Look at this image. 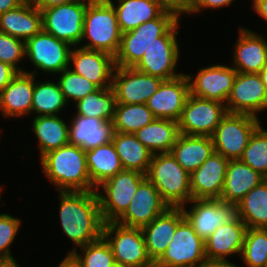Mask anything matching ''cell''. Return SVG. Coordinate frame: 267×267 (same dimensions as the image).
Masks as SVG:
<instances>
[{
    "label": "cell",
    "instance_id": "1",
    "mask_svg": "<svg viewBox=\"0 0 267 267\" xmlns=\"http://www.w3.org/2000/svg\"><path fill=\"white\" fill-rule=\"evenodd\" d=\"M60 222L63 233L78 246L100 239L104 221L96 191H60Z\"/></svg>",
    "mask_w": 267,
    "mask_h": 267
},
{
    "label": "cell",
    "instance_id": "2",
    "mask_svg": "<svg viewBox=\"0 0 267 267\" xmlns=\"http://www.w3.org/2000/svg\"><path fill=\"white\" fill-rule=\"evenodd\" d=\"M40 160L42 173L59 192L96 191L89 178L85 151L81 147L67 144L48 152Z\"/></svg>",
    "mask_w": 267,
    "mask_h": 267
},
{
    "label": "cell",
    "instance_id": "3",
    "mask_svg": "<svg viewBox=\"0 0 267 267\" xmlns=\"http://www.w3.org/2000/svg\"><path fill=\"white\" fill-rule=\"evenodd\" d=\"M121 31L113 5L105 0H91L84 16L83 36L89 40L82 48L102 51L115 57L121 42Z\"/></svg>",
    "mask_w": 267,
    "mask_h": 267
},
{
    "label": "cell",
    "instance_id": "4",
    "mask_svg": "<svg viewBox=\"0 0 267 267\" xmlns=\"http://www.w3.org/2000/svg\"><path fill=\"white\" fill-rule=\"evenodd\" d=\"M146 178L169 207H185L186 202L188 204L192 200L190 173L170 152L153 154Z\"/></svg>",
    "mask_w": 267,
    "mask_h": 267
},
{
    "label": "cell",
    "instance_id": "5",
    "mask_svg": "<svg viewBox=\"0 0 267 267\" xmlns=\"http://www.w3.org/2000/svg\"><path fill=\"white\" fill-rule=\"evenodd\" d=\"M178 20L173 13L163 11L157 18L122 33L115 66L134 67L155 38L163 36Z\"/></svg>",
    "mask_w": 267,
    "mask_h": 267
},
{
    "label": "cell",
    "instance_id": "6",
    "mask_svg": "<svg viewBox=\"0 0 267 267\" xmlns=\"http://www.w3.org/2000/svg\"><path fill=\"white\" fill-rule=\"evenodd\" d=\"M146 175L135 170H123L96 188L103 221L115 222L126 210L139 184ZM103 188L101 193L99 188ZM98 189V190H97Z\"/></svg>",
    "mask_w": 267,
    "mask_h": 267
},
{
    "label": "cell",
    "instance_id": "7",
    "mask_svg": "<svg viewBox=\"0 0 267 267\" xmlns=\"http://www.w3.org/2000/svg\"><path fill=\"white\" fill-rule=\"evenodd\" d=\"M260 125L259 119L254 116L227 113L211 136L215 152L228 160L240 159Z\"/></svg>",
    "mask_w": 267,
    "mask_h": 267
},
{
    "label": "cell",
    "instance_id": "8",
    "mask_svg": "<svg viewBox=\"0 0 267 267\" xmlns=\"http://www.w3.org/2000/svg\"><path fill=\"white\" fill-rule=\"evenodd\" d=\"M102 236L110 245L115 262L128 267L155 266L148 256L141 228L107 222L104 223Z\"/></svg>",
    "mask_w": 267,
    "mask_h": 267
},
{
    "label": "cell",
    "instance_id": "9",
    "mask_svg": "<svg viewBox=\"0 0 267 267\" xmlns=\"http://www.w3.org/2000/svg\"><path fill=\"white\" fill-rule=\"evenodd\" d=\"M77 0L42 9L43 30L69 45H80L87 5L91 0Z\"/></svg>",
    "mask_w": 267,
    "mask_h": 267
},
{
    "label": "cell",
    "instance_id": "10",
    "mask_svg": "<svg viewBox=\"0 0 267 267\" xmlns=\"http://www.w3.org/2000/svg\"><path fill=\"white\" fill-rule=\"evenodd\" d=\"M179 22L178 20L163 36L155 38V42L145 50L143 57L134 66L135 69L163 80H171L182 75L175 73L180 57L176 38L179 33Z\"/></svg>",
    "mask_w": 267,
    "mask_h": 267
},
{
    "label": "cell",
    "instance_id": "11",
    "mask_svg": "<svg viewBox=\"0 0 267 267\" xmlns=\"http://www.w3.org/2000/svg\"><path fill=\"white\" fill-rule=\"evenodd\" d=\"M226 114L225 104L190 94L177 121L179 133L211 137Z\"/></svg>",
    "mask_w": 267,
    "mask_h": 267
},
{
    "label": "cell",
    "instance_id": "12",
    "mask_svg": "<svg viewBox=\"0 0 267 267\" xmlns=\"http://www.w3.org/2000/svg\"><path fill=\"white\" fill-rule=\"evenodd\" d=\"M190 210L181 207L184 217L192 225L196 234L205 241L215 230L239 219L238 205L221 199H192Z\"/></svg>",
    "mask_w": 267,
    "mask_h": 267
},
{
    "label": "cell",
    "instance_id": "13",
    "mask_svg": "<svg viewBox=\"0 0 267 267\" xmlns=\"http://www.w3.org/2000/svg\"><path fill=\"white\" fill-rule=\"evenodd\" d=\"M205 259L204 241L184 218L155 267H198Z\"/></svg>",
    "mask_w": 267,
    "mask_h": 267
},
{
    "label": "cell",
    "instance_id": "14",
    "mask_svg": "<svg viewBox=\"0 0 267 267\" xmlns=\"http://www.w3.org/2000/svg\"><path fill=\"white\" fill-rule=\"evenodd\" d=\"M71 50V45L43 29L25 42V57L30 59L36 70L51 74H60L72 65L69 63Z\"/></svg>",
    "mask_w": 267,
    "mask_h": 267
},
{
    "label": "cell",
    "instance_id": "15",
    "mask_svg": "<svg viewBox=\"0 0 267 267\" xmlns=\"http://www.w3.org/2000/svg\"><path fill=\"white\" fill-rule=\"evenodd\" d=\"M225 107L227 113L258 118L257 114L267 109V90L259 73L237 72Z\"/></svg>",
    "mask_w": 267,
    "mask_h": 267
},
{
    "label": "cell",
    "instance_id": "16",
    "mask_svg": "<svg viewBox=\"0 0 267 267\" xmlns=\"http://www.w3.org/2000/svg\"><path fill=\"white\" fill-rule=\"evenodd\" d=\"M115 73V74H114ZM164 80L134 67H118L113 72L112 88L117 103L146 104Z\"/></svg>",
    "mask_w": 267,
    "mask_h": 267
},
{
    "label": "cell",
    "instance_id": "17",
    "mask_svg": "<svg viewBox=\"0 0 267 267\" xmlns=\"http://www.w3.org/2000/svg\"><path fill=\"white\" fill-rule=\"evenodd\" d=\"M131 200L127 210L115 221L118 224L142 228L169 208L147 178L139 184Z\"/></svg>",
    "mask_w": 267,
    "mask_h": 267
},
{
    "label": "cell",
    "instance_id": "18",
    "mask_svg": "<svg viewBox=\"0 0 267 267\" xmlns=\"http://www.w3.org/2000/svg\"><path fill=\"white\" fill-rule=\"evenodd\" d=\"M236 75L237 71L231 66L215 64L204 67L198 71L195 79L187 75L190 94L226 104Z\"/></svg>",
    "mask_w": 267,
    "mask_h": 267
},
{
    "label": "cell",
    "instance_id": "19",
    "mask_svg": "<svg viewBox=\"0 0 267 267\" xmlns=\"http://www.w3.org/2000/svg\"><path fill=\"white\" fill-rule=\"evenodd\" d=\"M189 95V80L186 74H182L177 78L164 80L146 105L155 118L178 121Z\"/></svg>",
    "mask_w": 267,
    "mask_h": 267
},
{
    "label": "cell",
    "instance_id": "20",
    "mask_svg": "<svg viewBox=\"0 0 267 267\" xmlns=\"http://www.w3.org/2000/svg\"><path fill=\"white\" fill-rule=\"evenodd\" d=\"M74 73L82 75L99 88L112 87L115 58L102 51L82 47L72 48L70 61Z\"/></svg>",
    "mask_w": 267,
    "mask_h": 267
},
{
    "label": "cell",
    "instance_id": "21",
    "mask_svg": "<svg viewBox=\"0 0 267 267\" xmlns=\"http://www.w3.org/2000/svg\"><path fill=\"white\" fill-rule=\"evenodd\" d=\"M229 160L214 151L190 174L192 199H219L225 182Z\"/></svg>",
    "mask_w": 267,
    "mask_h": 267
},
{
    "label": "cell",
    "instance_id": "22",
    "mask_svg": "<svg viewBox=\"0 0 267 267\" xmlns=\"http://www.w3.org/2000/svg\"><path fill=\"white\" fill-rule=\"evenodd\" d=\"M184 218L181 207H169L141 228L148 256L154 264L165 253L177 226Z\"/></svg>",
    "mask_w": 267,
    "mask_h": 267
},
{
    "label": "cell",
    "instance_id": "23",
    "mask_svg": "<svg viewBox=\"0 0 267 267\" xmlns=\"http://www.w3.org/2000/svg\"><path fill=\"white\" fill-rule=\"evenodd\" d=\"M239 31L233 68L241 73H259L267 65V39L246 28Z\"/></svg>",
    "mask_w": 267,
    "mask_h": 267
},
{
    "label": "cell",
    "instance_id": "24",
    "mask_svg": "<svg viewBox=\"0 0 267 267\" xmlns=\"http://www.w3.org/2000/svg\"><path fill=\"white\" fill-rule=\"evenodd\" d=\"M34 73H17L0 92V111L7 117H21L32 113Z\"/></svg>",
    "mask_w": 267,
    "mask_h": 267
},
{
    "label": "cell",
    "instance_id": "25",
    "mask_svg": "<svg viewBox=\"0 0 267 267\" xmlns=\"http://www.w3.org/2000/svg\"><path fill=\"white\" fill-rule=\"evenodd\" d=\"M73 116V121L69 124V144L79 146L86 151L112 141L115 132L112 121Z\"/></svg>",
    "mask_w": 267,
    "mask_h": 267
},
{
    "label": "cell",
    "instance_id": "26",
    "mask_svg": "<svg viewBox=\"0 0 267 267\" xmlns=\"http://www.w3.org/2000/svg\"><path fill=\"white\" fill-rule=\"evenodd\" d=\"M42 29V12L30 0L0 15V32L24 42Z\"/></svg>",
    "mask_w": 267,
    "mask_h": 267
},
{
    "label": "cell",
    "instance_id": "27",
    "mask_svg": "<svg viewBox=\"0 0 267 267\" xmlns=\"http://www.w3.org/2000/svg\"><path fill=\"white\" fill-rule=\"evenodd\" d=\"M267 178L253 170L240 159L229 160L226 168L225 182L219 199L231 204H238L254 187Z\"/></svg>",
    "mask_w": 267,
    "mask_h": 267
},
{
    "label": "cell",
    "instance_id": "28",
    "mask_svg": "<svg viewBox=\"0 0 267 267\" xmlns=\"http://www.w3.org/2000/svg\"><path fill=\"white\" fill-rule=\"evenodd\" d=\"M246 230V224L240 218L234 223L219 226L204 241L206 259L226 260L228 255H240Z\"/></svg>",
    "mask_w": 267,
    "mask_h": 267
},
{
    "label": "cell",
    "instance_id": "29",
    "mask_svg": "<svg viewBox=\"0 0 267 267\" xmlns=\"http://www.w3.org/2000/svg\"><path fill=\"white\" fill-rule=\"evenodd\" d=\"M214 144L209 136L180 134L170 150L175 160L188 173L200 167L214 153Z\"/></svg>",
    "mask_w": 267,
    "mask_h": 267
},
{
    "label": "cell",
    "instance_id": "30",
    "mask_svg": "<svg viewBox=\"0 0 267 267\" xmlns=\"http://www.w3.org/2000/svg\"><path fill=\"white\" fill-rule=\"evenodd\" d=\"M121 33L137 28L139 25L157 18L164 10L156 0H116L114 5Z\"/></svg>",
    "mask_w": 267,
    "mask_h": 267
},
{
    "label": "cell",
    "instance_id": "31",
    "mask_svg": "<svg viewBox=\"0 0 267 267\" xmlns=\"http://www.w3.org/2000/svg\"><path fill=\"white\" fill-rule=\"evenodd\" d=\"M89 178L97 188L102 182L124 170L112 141L85 151Z\"/></svg>",
    "mask_w": 267,
    "mask_h": 267
},
{
    "label": "cell",
    "instance_id": "32",
    "mask_svg": "<svg viewBox=\"0 0 267 267\" xmlns=\"http://www.w3.org/2000/svg\"><path fill=\"white\" fill-rule=\"evenodd\" d=\"M134 135L152 154H158L170 152L180 133L177 121L156 118Z\"/></svg>",
    "mask_w": 267,
    "mask_h": 267
},
{
    "label": "cell",
    "instance_id": "33",
    "mask_svg": "<svg viewBox=\"0 0 267 267\" xmlns=\"http://www.w3.org/2000/svg\"><path fill=\"white\" fill-rule=\"evenodd\" d=\"M112 143L124 170L147 174L153 154L134 134L114 132Z\"/></svg>",
    "mask_w": 267,
    "mask_h": 267
},
{
    "label": "cell",
    "instance_id": "34",
    "mask_svg": "<svg viewBox=\"0 0 267 267\" xmlns=\"http://www.w3.org/2000/svg\"><path fill=\"white\" fill-rule=\"evenodd\" d=\"M32 128L39 142L41 158L69 144V126L57 115L35 116Z\"/></svg>",
    "mask_w": 267,
    "mask_h": 267
},
{
    "label": "cell",
    "instance_id": "35",
    "mask_svg": "<svg viewBox=\"0 0 267 267\" xmlns=\"http://www.w3.org/2000/svg\"><path fill=\"white\" fill-rule=\"evenodd\" d=\"M237 205L239 218L247 228L267 229V179L252 188Z\"/></svg>",
    "mask_w": 267,
    "mask_h": 267
},
{
    "label": "cell",
    "instance_id": "36",
    "mask_svg": "<svg viewBox=\"0 0 267 267\" xmlns=\"http://www.w3.org/2000/svg\"><path fill=\"white\" fill-rule=\"evenodd\" d=\"M34 73V92L32 100V113H38L37 116L57 115L67 104L60 86L55 82L46 81L37 82L35 80L36 70ZM36 81V82H35Z\"/></svg>",
    "mask_w": 267,
    "mask_h": 267
},
{
    "label": "cell",
    "instance_id": "37",
    "mask_svg": "<svg viewBox=\"0 0 267 267\" xmlns=\"http://www.w3.org/2000/svg\"><path fill=\"white\" fill-rule=\"evenodd\" d=\"M116 104V94L112 87L99 88L76 102V115L113 121Z\"/></svg>",
    "mask_w": 267,
    "mask_h": 267
},
{
    "label": "cell",
    "instance_id": "38",
    "mask_svg": "<svg viewBox=\"0 0 267 267\" xmlns=\"http://www.w3.org/2000/svg\"><path fill=\"white\" fill-rule=\"evenodd\" d=\"M154 119L146 104L117 103L112 122L115 132L135 134Z\"/></svg>",
    "mask_w": 267,
    "mask_h": 267
},
{
    "label": "cell",
    "instance_id": "39",
    "mask_svg": "<svg viewBox=\"0 0 267 267\" xmlns=\"http://www.w3.org/2000/svg\"><path fill=\"white\" fill-rule=\"evenodd\" d=\"M74 246L68 253L80 267H111L114 263L112 249L105 238L80 247L83 254H79Z\"/></svg>",
    "mask_w": 267,
    "mask_h": 267
},
{
    "label": "cell",
    "instance_id": "40",
    "mask_svg": "<svg viewBox=\"0 0 267 267\" xmlns=\"http://www.w3.org/2000/svg\"><path fill=\"white\" fill-rule=\"evenodd\" d=\"M240 257L248 267H266L267 229L247 228Z\"/></svg>",
    "mask_w": 267,
    "mask_h": 267
},
{
    "label": "cell",
    "instance_id": "41",
    "mask_svg": "<svg viewBox=\"0 0 267 267\" xmlns=\"http://www.w3.org/2000/svg\"><path fill=\"white\" fill-rule=\"evenodd\" d=\"M240 160L267 178V130L261 125L252 134Z\"/></svg>",
    "mask_w": 267,
    "mask_h": 267
},
{
    "label": "cell",
    "instance_id": "42",
    "mask_svg": "<svg viewBox=\"0 0 267 267\" xmlns=\"http://www.w3.org/2000/svg\"><path fill=\"white\" fill-rule=\"evenodd\" d=\"M59 78L58 84L67 102L69 98L77 102L86 95L99 89L97 85L90 82L82 75L76 74L70 70V67L64 69Z\"/></svg>",
    "mask_w": 267,
    "mask_h": 267
},
{
    "label": "cell",
    "instance_id": "43",
    "mask_svg": "<svg viewBox=\"0 0 267 267\" xmlns=\"http://www.w3.org/2000/svg\"><path fill=\"white\" fill-rule=\"evenodd\" d=\"M23 58H25V42L0 32V61L12 66L18 73H30L17 65Z\"/></svg>",
    "mask_w": 267,
    "mask_h": 267
},
{
    "label": "cell",
    "instance_id": "44",
    "mask_svg": "<svg viewBox=\"0 0 267 267\" xmlns=\"http://www.w3.org/2000/svg\"><path fill=\"white\" fill-rule=\"evenodd\" d=\"M21 220L9 214H0V258L14 257L10 253V245L14 242Z\"/></svg>",
    "mask_w": 267,
    "mask_h": 267
},
{
    "label": "cell",
    "instance_id": "45",
    "mask_svg": "<svg viewBox=\"0 0 267 267\" xmlns=\"http://www.w3.org/2000/svg\"><path fill=\"white\" fill-rule=\"evenodd\" d=\"M160 7L167 12L173 13L179 20L181 14H191L194 0H156Z\"/></svg>",
    "mask_w": 267,
    "mask_h": 267
},
{
    "label": "cell",
    "instance_id": "46",
    "mask_svg": "<svg viewBox=\"0 0 267 267\" xmlns=\"http://www.w3.org/2000/svg\"><path fill=\"white\" fill-rule=\"evenodd\" d=\"M233 1L234 0H194L192 14L201 12L200 10H203V8H223L230 5Z\"/></svg>",
    "mask_w": 267,
    "mask_h": 267
},
{
    "label": "cell",
    "instance_id": "47",
    "mask_svg": "<svg viewBox=\"0 0 267 267\" xmlns=\"http://www.w3.org/2000/svg\"><path fill=\"white\" fill-rule=\"evenodd\" d=\"M17 73L12 66L0 61V92L11 82Z\"/></svg>",
    "mask_w": 267,
    "mask_h": 267
},
{
    "label": "cell",
    "instance_id": "48",
    "mask_svg": "<svg viewBox=\"0 0 267 267\" xmlns=\"http://www.w3.org/2000/svg\"><path fill=\"white\" fill-rule=\"evenodd\" d=\"M40 10L49 8L52 6L66 4L77 0H30Z\"/></svg>",
    "mask_w": 267,
    "mask_h": 267
},
{
    "label": "cell",
    "instance_id": "49",
    "mask_svg": "<svg viewBox=\"0 0 267 267\" xmlns=\"http://www.w3.org/2000/svg\"><path fill=\"white\" fill-rule=\"evenodd\" d=\"M198 267H238L234 263L219 259H205Z\"/></svg>",
    "mask_w": 267,
    "mask_h": 267
},
{
    "label": "cell",
    "instance_id": "50",
    "mask_svg": "<svg viewBox=\"0 0 267 267\" xmlns=\"http://www.w3.org/2000/svg\"><path fill=\"white\" fill-rule=\"evenodd\" d=\"M26 0H0V15L22 5Z\"/></svg>",
    "mask_w": 267,
    "mask_h": 267
},
{
    "label": "cell",
    "instance_id": "51",
    "mask_svg": "<svg viewBox=\"0 0 267 267\" xmlns=\"http://www.w3.org/2000/svg\"><path fill=\"white\" fill-rule=\"evenodd\" d=\"M255 12L267 21V0H252Z\"/></svg>",
    "mask_w": 267,
    "mask_h": 267
},
{
    "label": "cell",
    "instance_id": "52",
    "mask_svg": "<svg viewBox=\"0 0 267 267\" xmlns=\"http://www.w3.org/2000/svg\"><path fill=\"white\" fill-rule=\"evenodd\" d=\"M0 267H20L13 257L0 258Z\"/></svg>",
    "mask_w": 267,
    "mask_h": 267
},
{
    "label": "cell",
    "instance_id": "53",
    "mask_svg": "<svg viewBox=\"0 0 267 267\" xmlns=\"http://www.w3.org/2000/svg\"><path fill=\"white\" fill-rule=\"evenodd\" d=\"M58 267H80L70 255H66Z\"/></svg>",
    "mask_w": 267,
    "mask_h": 267
},
{
    "label": "cell",
    "instance_id": "54",
    "mask_svg": "<svg viewBox=\"0 0 267 267\" xmlns=\"http://www.w3.org/2000/svg\"><path fill=\"white\" fill-rule=\"evenodd\" d=\"M259 75L267 90V65L259 72Z\"/></svg>",
    "mask_w": 267,
    "mask_h": 267
},
{
    "label": "cell",
    "instance_id": "55",
    "mask_svg": "<svg viewBox=\"0 0 267 267\" xmlns=\"http://www.w3.org/2000/svg\"><path fill=\"white\" fill-rule=\"evenodd\" d=\"M111 267H128V266L115 262Z\"/></svg>",
    "mask_w": 267,
    "mask_h": 267
},
{
    "label": "cell",
    "instance_id": "56",
    "mask_svg": "<svg viewBox=\"0 0 267 267\" xmlns=\"http://www.w3.org/2000/svg\"><path fill=\"white\" fill-rule=\"evenodd\" d=\"M1 191H2V187H0V201H1Z\"/></svg>",
    "mask_w": 267,
    "mask_h": 267
}]
</instances>
